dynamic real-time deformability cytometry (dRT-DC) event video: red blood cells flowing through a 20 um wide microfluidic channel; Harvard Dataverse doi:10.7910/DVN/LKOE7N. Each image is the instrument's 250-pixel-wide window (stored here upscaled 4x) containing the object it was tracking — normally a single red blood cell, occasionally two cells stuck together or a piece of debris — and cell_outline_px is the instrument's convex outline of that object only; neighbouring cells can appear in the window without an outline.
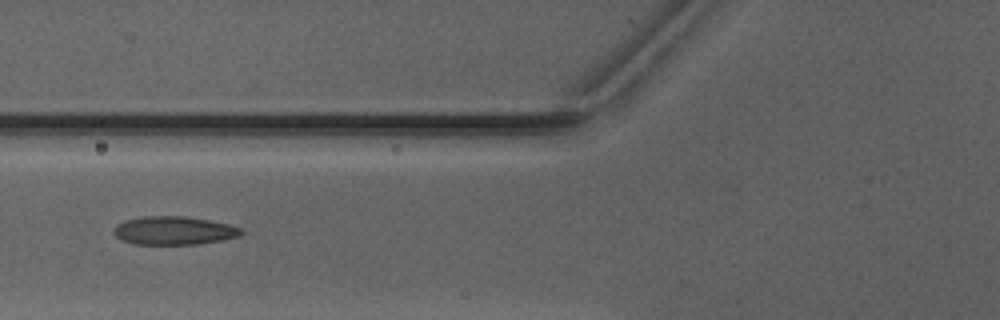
{"species": "Egyptian fruit bat (a non-hibernating species)", "species_latin": "Rousettus aegyptiacus", "temperature_condition": "warm", "stored_images_in_passage": 7, "camera_frame_rate_fps": 3000, "um_per_image_px": 0.085, "animal": {"sex": "male"}, "frame": {"image": 1, "passage_image": 6, "time_ms": 6.0, "image_size_px": [1000, 320], "cell_outline_px": [[244, 232], [240, 236], [224, 240], [196, 244], [132, 244], [116, 236], [112, 232], [112, 228], [116, 224], [124, 220], [144, 216], [184, 216], [208, 220], [228, 224], [240, 228]], "centroid_in_image_um": [14.76, 19.6], "position_along_channel_um": 111.0, "area_um2": 21.15}}
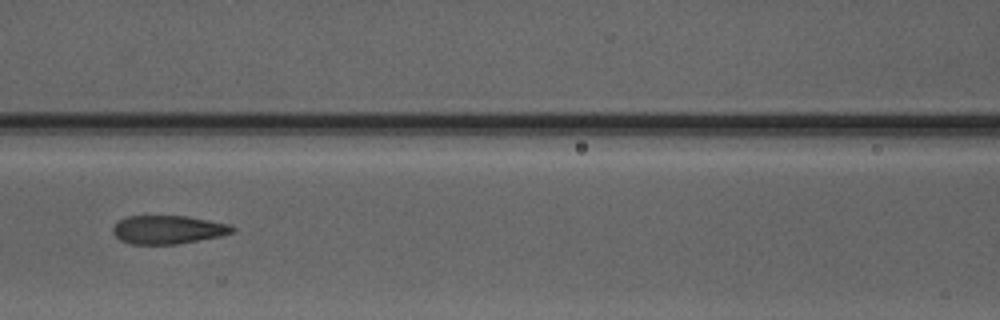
{"frame": {"image": 2, "passage_image": 7, "time_ms": 7.0, "image_size_px": [1000, 320], "cell_outline_px": [[236, 228], [232, 232], [220, 236], [176, 244], [132, 244], [120, 240], [112, 232], [112, 228], [120, 220], [128, 216], [188, 216], [228, 224]], "centroid_in_image_um": [14.26, 19.52], "position_along_channel_um": 152.3, "area_um2": 19.59}}